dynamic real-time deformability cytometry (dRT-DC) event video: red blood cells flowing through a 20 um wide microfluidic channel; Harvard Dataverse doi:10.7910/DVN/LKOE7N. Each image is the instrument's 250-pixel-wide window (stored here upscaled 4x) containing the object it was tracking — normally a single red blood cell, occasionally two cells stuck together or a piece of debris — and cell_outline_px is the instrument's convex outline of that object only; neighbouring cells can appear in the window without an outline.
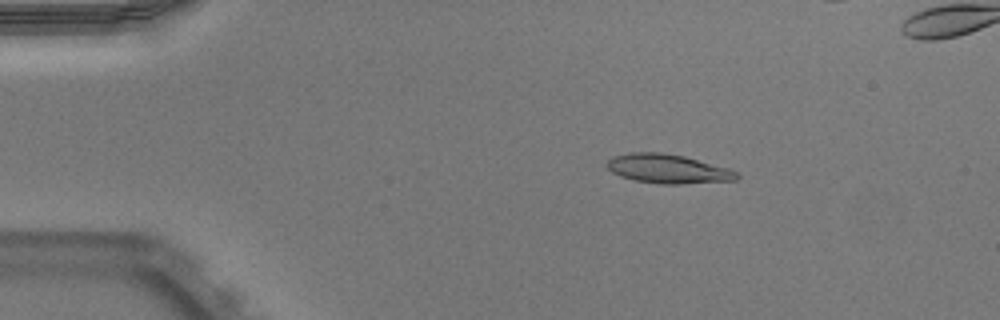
{"species": "Egyptian fruit bat (a non-hibernating species)", "species_latin": "Rousettus aegyptiacus", "temperature_condition": "warm", "stored_images_in_passage": 51, "camera_frame_rate_fps": 3000, "um_per_image_px": 0.085, "animal": {"sex": "male"}, "frame": {"image": 1, "passage_image": 8, "time_ms": 2.333, "image_size_px": [1000, 320], "cell_outline_px": [[740, 176], [736, 180], [680, 184], [660, 184], [632, 180], [620, 176], [612, 172], [604, 164], [612, 156], [632, 152], [660, 152], [684, 156], [728, 168], [740, 172]], "centroid_in_image_um": [56.76, 14.35], "position_along_channel_um": 28.2, "area_um2": 22.2}}
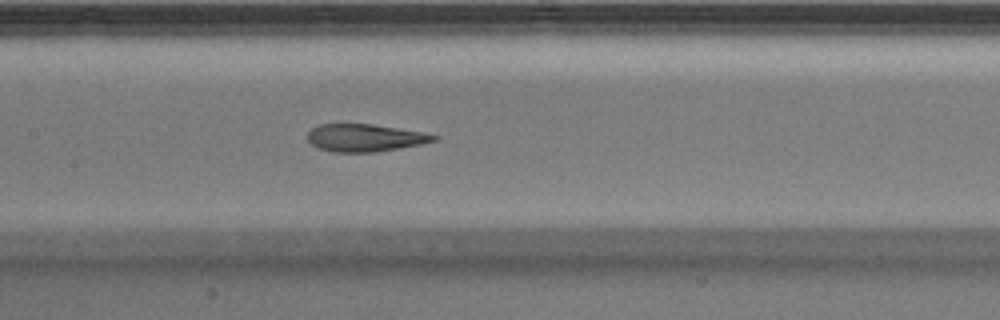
{"frame": {"image": 2, "passage_image": 24, "time_ms": 7.667, "image_size_px": [1000, 320], "cell_outline_px": [[440, 136], [436, 140], [420, 144], [372, 152], [332, 152], [316, 148], [308, 140], [308, 132], [316, 124], [372, 124], [424, 132]], "centroid_in_image_um": [30.98, 11.7], "position_along_channel_um": 176.4, "area_um2": 20.17}}
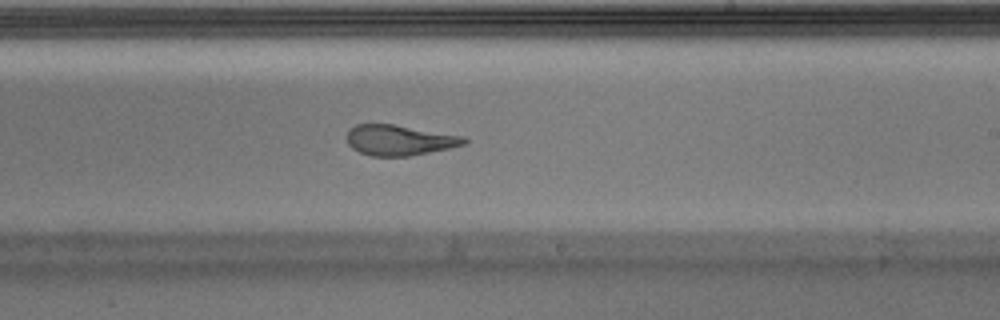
{"frame": {"image": 3, "passage_image": 30, "time_ms": 9.667, "image_size_px": [1000, 320], "cell_outline_px": [[468, 140], [464, 144], [448, 148], [408, 156], [372, 156], [360, 152], [352, 148], [348, 144], [348, 128], [356, 124], [392, 124], [464, 136]], "centroid_in_image_um": [33.92, 11.9], "position_along_channel_um": 255.1, "area_um2": 20.58}, "authors_computed_cell_mechanics": {"area_um2": 21.4438, "velocity_mm_per_s": 3.9438, "shape_relaxation_time_tau1_ms": null, "shape_relaxation_time_tau2_ms": 1.5777, "deformation_change_tau1": null, "deformation_change_tau2": 0.1046}}